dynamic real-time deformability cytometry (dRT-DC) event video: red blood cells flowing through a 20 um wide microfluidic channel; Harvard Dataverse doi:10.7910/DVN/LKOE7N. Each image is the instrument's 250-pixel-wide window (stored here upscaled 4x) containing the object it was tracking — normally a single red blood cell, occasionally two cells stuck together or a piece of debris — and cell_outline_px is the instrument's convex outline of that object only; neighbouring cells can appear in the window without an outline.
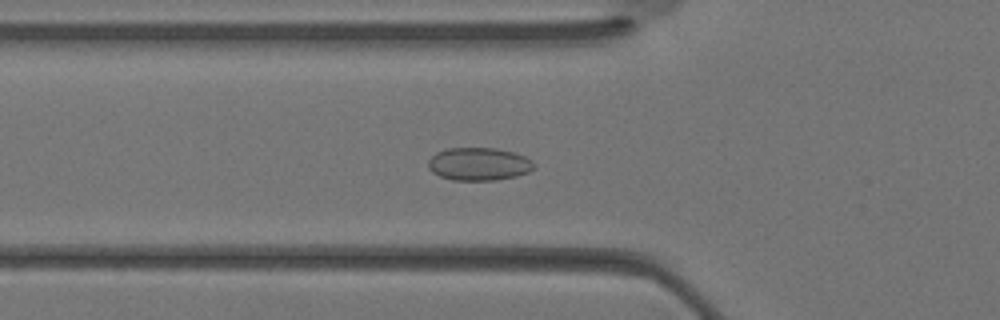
{"species": "Egyptian fruit bat (a non-hibernating species)", "species_latin": "Rousettus aegyptiacus", "temperature_condition": "warm", "stored_images_in_passage": 36, "camera_frame_rate_fps": 3000, "um_per_image_px": 0.085, "animal": {"sex": "female"}, "frame": {"image": 1, "passage_image": 13, "time_ms": 4.0, "image_size_px": [1000, 320], "cell_outline_px": [[536, 168], [528, 172], [516, 176], [496, 180], [452, 180], [440, 176], [432, 172], [428, 168], [428, 160], [436, 152], [448, 148], [496, 148], [512, 152], [524, 156], [532, 160], [536, 164]], "centroid_in_image_um": [40.71, 13.94], "position_along_channel_um": 85.1, "area_um2": 20.4}}
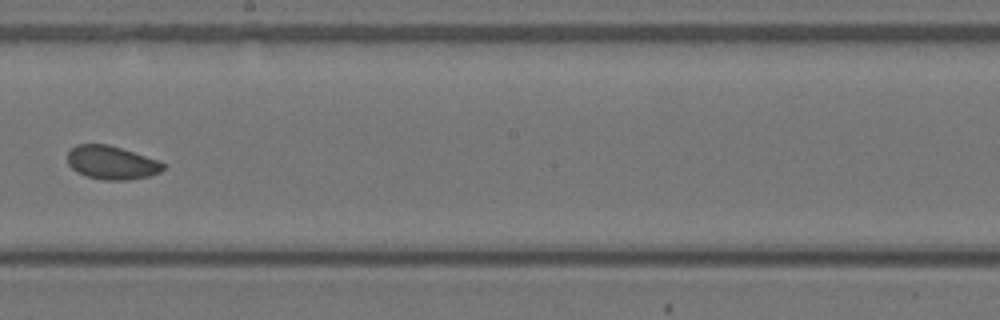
{"frame": {"image": 2, "passage_image": 21, "time_ms": 6.667, "image_size_px": [1000, 320], "cell_outline_px": [[164, 168], [160, 172], [148, 176], [128, 180], [104, 180], [88, 176], [76, 172], [68, 164], [68, 152], [76, 144], [108, 144], [156, 160], [164, 164]], "centroid_in_image_um": [9.45, 13.83], "position_along_channel_um": 238.8, "area_um2": 18.38}}
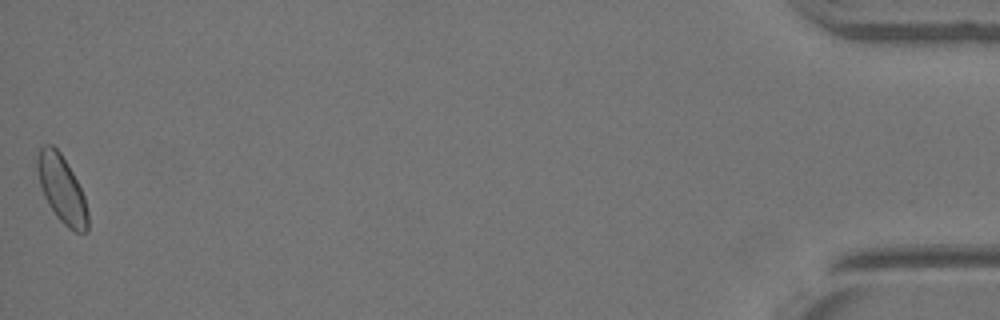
{"frame": {"image": 3, "passage_image": 36, "time_ms": 11.667, "image_size_px": [1000, 320], "cell_outline_px": [[88, 232], [76, 232], [68, 228], [56, 216], [44, 196], [40, 184], [36, 168], [36, 156], [40, 148], [44, 144], [52, 144], [60, 152], [72, 172], [84, 196], [88, 212]], "centroid_in_image_um": [5.24, 16.06], "position_along_channel_um": 430.0, "area_um2": 19.71}}